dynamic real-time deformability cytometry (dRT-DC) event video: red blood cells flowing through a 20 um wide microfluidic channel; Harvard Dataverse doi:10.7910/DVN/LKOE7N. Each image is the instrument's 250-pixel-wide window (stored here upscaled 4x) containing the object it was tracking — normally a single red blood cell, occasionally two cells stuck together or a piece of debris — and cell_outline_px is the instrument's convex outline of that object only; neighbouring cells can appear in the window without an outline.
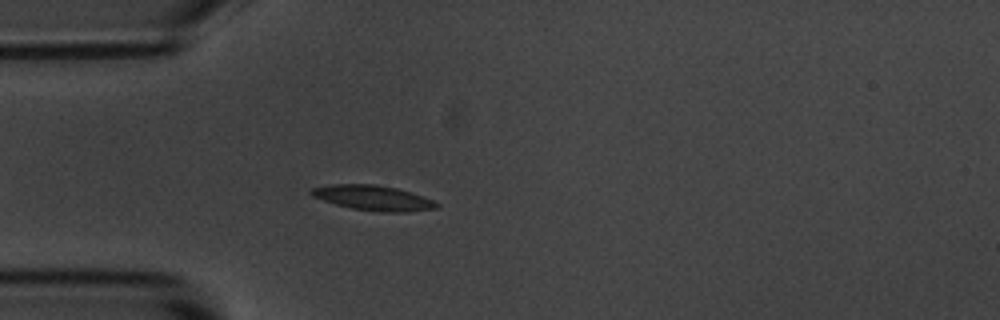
{"species": "common noctule bat (a hibernating species)", "species_latin": "Nyctalus noctula", "temperature_condition": "room temperature", "stored_images_in_passage": 31, "camera_frame_rate_fps": 3000, "um_per_image_px": 0.085, "animal": {"sex": "male", "body_mass_g": 20.1, "forearm_length_mm": 53.5}, "frame": {"image": 1, "passage_image": 7, "time_ms": 2.0, "image_size_px": [1000, 320], "cell_outline_px": [[440, 204], [436, 208], [408, 212], [384, 212], [352, 208], [336, 204], [312, 196], [308, 192], [312, 188], [332, 184], [376, 184], [396, 188], [412, 192], [432, 200]], "centroid_in_image_um": [31.72, 16.81], "position_along_channel_um": 53.3, "area_um2": 18.15}}
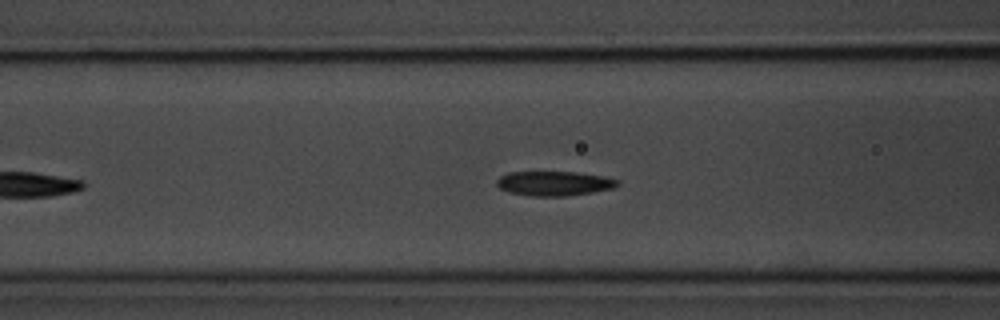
{"frame": {"image": 2, "passage_image": 13, "time_ms": 4.0, "image_size_px": [1000, 320], "cell_outline_px": [[620, 184], [612, 188], [592, 192], [564, 196], [532, 196], [508, 192], [500, 188], [496, 184], [496, 180], [500, 176], [508, 172], [576, 172], [600, 176], [620, 180]], "centroid_in_image_um": [47.07, 15.59], "position_along_channel_um": 119.5, "area_um2": 17.17}}
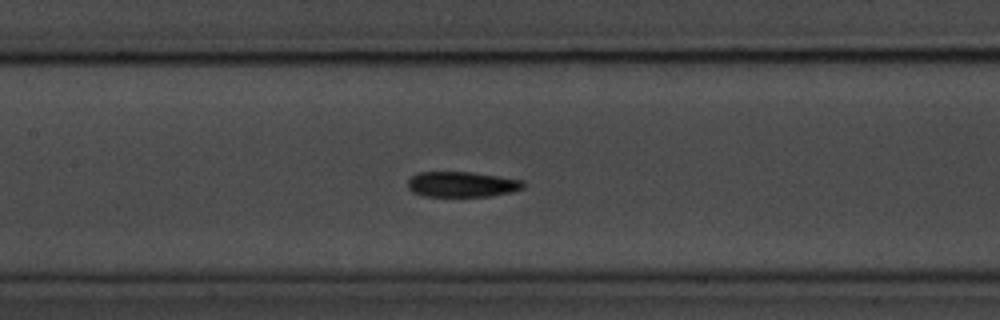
{"frame": {"image": 3, "passage_image": 17, "time_ms": 5.333, "image_size_px": [1000, 320], "cell_outline_px": [[524, 188], [512, 192], [492, 196], [424, 196], [412, 192], [408, 188], [408, 180], [416, 172], [472, 172], [500, 176], [524, 180]], "centroid_in_image_um": [39.28, 15.66], "position_along_channel_um": 168.1, "area_um2": 17.28}}